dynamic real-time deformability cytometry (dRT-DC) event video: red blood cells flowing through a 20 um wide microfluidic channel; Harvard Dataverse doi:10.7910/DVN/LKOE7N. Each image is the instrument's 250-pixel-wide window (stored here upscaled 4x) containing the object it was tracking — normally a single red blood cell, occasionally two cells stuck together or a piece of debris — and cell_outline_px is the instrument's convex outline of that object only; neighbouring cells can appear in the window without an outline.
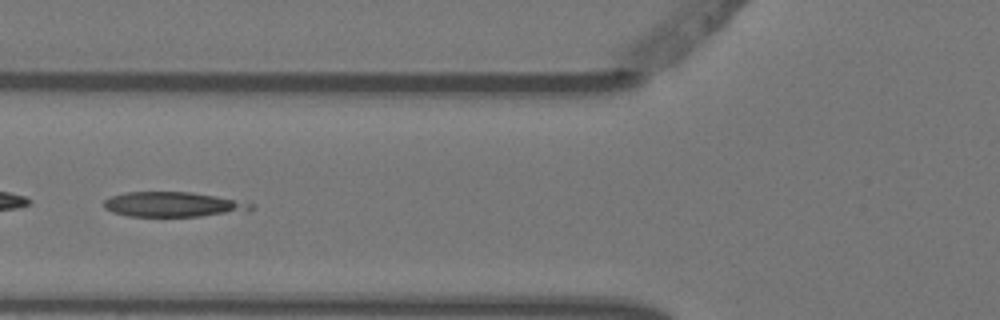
{"species": "Egyptian fruit bat (a non-hibernating species)", "species_latin": "Rousettus aegyptiacus", "temperature_condition": "warm", "stored_images_in_passage": 7, "camera_frame_rate_fps": 3000, "um_per_image_px": 0.085, "animal": {"sex": "female"}, "frame": {"image": 1, "passage_image": 5, "time_ms": 1.333, "image_size_px": [1000, 320], "cell_outline_px": [[240, 204], [224, 212], [200, 216], [128, 216], [112, 212], [104, 208], [104, 200], [112, 196], [128, 192], [188, 192], [216, 196], [232, 200]], "centroid_in_image_um": [14.23, 17.36], "position_along_channel_um": 111.6, "area_um2": 19.48}}
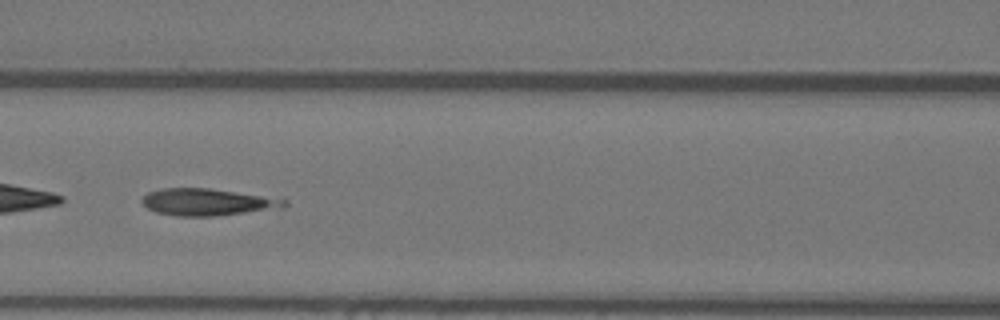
{"frame": {"image": 2, "passage_image": 6, "time_ms": 1.667, "image_size_px": [1000, 320], "cell_outline_px": [[288, 204], [284, 208], [216, 216], [176, 216], [156, 212], [148, 208], [140, 200], [148, 192], [160, 188], [208, 188], [288, 200]], "centroid_in_image_um": [17.62, 17.18], "position_along_channel_um": 149.0, "area_um2": 22.25}}
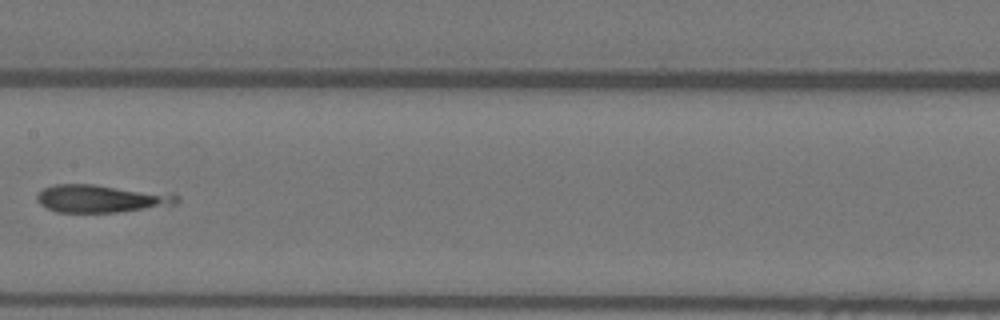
{"frame": {"image": 3, "passage_image": 7, "time_ms": 2.0, "image_size_px": [1000, 320], "cell_outline_px": [[180, 200], [176, 204], [120, 212], [56, 212], [40, 204], [36, 200], [36, 196], [44, 188], [52, 184], [92, 184], [180, 196]], "centroid_in_image_um": [8.51, 16.89], "position_along_channel_um": 198.9, "area_um2": 22.08}}